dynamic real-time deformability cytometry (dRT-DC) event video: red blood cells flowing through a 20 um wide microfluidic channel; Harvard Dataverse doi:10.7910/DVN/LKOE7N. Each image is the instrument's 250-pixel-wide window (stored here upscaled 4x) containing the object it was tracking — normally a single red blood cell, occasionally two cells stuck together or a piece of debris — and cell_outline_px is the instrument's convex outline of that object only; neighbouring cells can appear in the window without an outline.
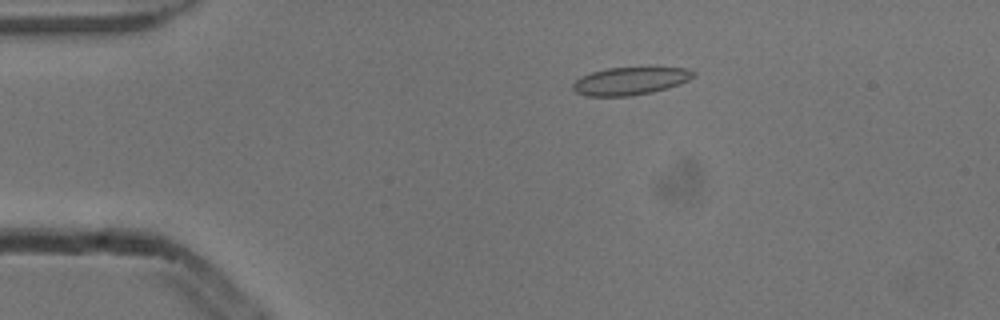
{"species": "common noctule bat (a hibernating species)", "species_latin": "Nyctalus noctula", "temperature_condition": "cold", "stored_images_in_passage": 53, "camera_frame_rate_fps": 3000, "um_per_image_px": 0.085, "animal": {"sex": "male", "body_mass_g": 13.3}, "frame": {"image": 1, "passage_image": 10, "time_ms": 3.0, "image_size_px": [1000, 320], "cell_outline_px": [[696, 76], [680, 84], [652, 92], [628, 96], [588, 96], [576, 92], [572, 88], [572, 84], [580, 76], [592, 72], [608, 68], [688, 68], [696, 72]], "centroid_in_image_um": [53.57, 6.88], "position_along_channel_um": 31.4, "area_um2": 19.36}}
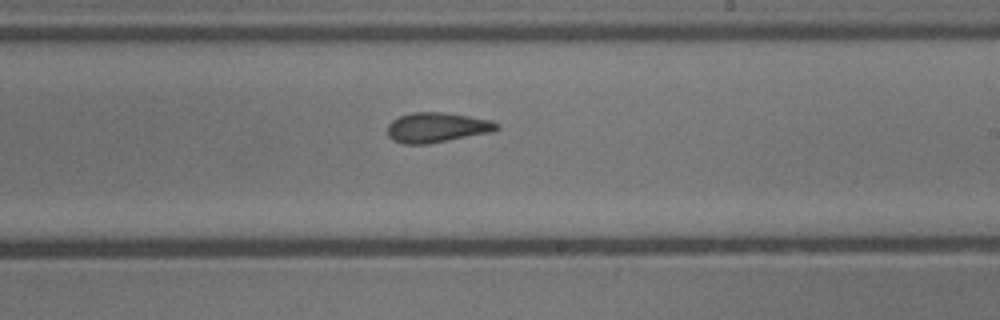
{"frame": {"image": 2, "passage_image": 31, "time_ms": 10.0, "image_size_px": [1000, 320], "cell_outline_px": [[500, 128], [492, 132], [428, 144], [404, 144], [392, 140], [388, 136], [388, 124], [392, 120], [400, 116], [412, 112], [444, 112], [492, 120], [500, 124]], "centroid_in_image_um": [37.15, 10.83], "position_along_channel_um": 251.9, "area_um2": 19.19}}
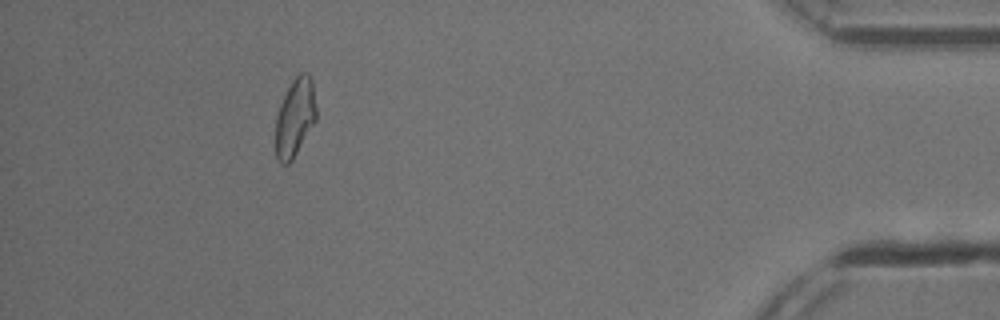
{"frame": {"image": 3, "passage_image": 48, "time_ms": 15.667, "image_size_px": [1000, 320], "cell_outline_px": [[316, 120], [292, 160], [288, 164], [284, 164], [276, 156], [276, 116], [280, 104], [292, 80], [300, 72], [308, 72], [312, 80], [316, 108]], "centroid_in_image_um": [25.08, 9.95], "position_along_channel_um": 410.1, "area_um2": 18.32}, "authors_computed_cell_mechanics": {"area_um2": 19.074, "velocity_mm_per_s": 3.8538, "shape_relaxation_time_tau1_ms": null, "shape_relaxation_time_tau2_ms": 2.6922, "deformation_change_tau1": null, "deformation_change_tau2": 0.0721}}